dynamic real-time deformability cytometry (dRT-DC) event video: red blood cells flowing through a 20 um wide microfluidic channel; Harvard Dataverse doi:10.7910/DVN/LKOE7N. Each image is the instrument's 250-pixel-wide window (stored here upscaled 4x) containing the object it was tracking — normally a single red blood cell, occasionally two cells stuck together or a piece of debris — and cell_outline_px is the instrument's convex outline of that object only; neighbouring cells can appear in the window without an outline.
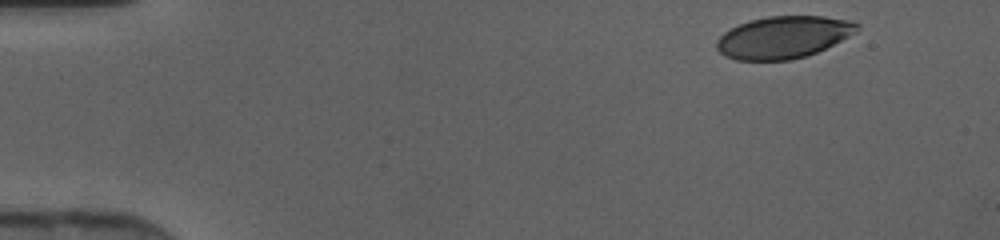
{"species": "human", "species_latin": "Homo sapiens", "temperature_condition": "cold", "stored_images_in_passage": 36, "camera_frame_rate_fps": 3000, "um_per_image_px": 0.085, "donor": {"sex": "female"}, "frame": {"image": 1, "passage_image": 2, "time_ms": 0.333, "image_size_px": [1000, 240], "cell_outline_px": [[860, 28], [856, 32], [816, 52], [792, 60], [736, 60], [724, 56], [716, 48], [716, 40], [724, 32], [740, 24], [752, 20], [768, 16], [824, 16], [848, 20], [860, 24]], "centroid_in_image_um": [66.57, 3.16], "position_along_channel_um": 18.4, "area_um2": 34.22}}
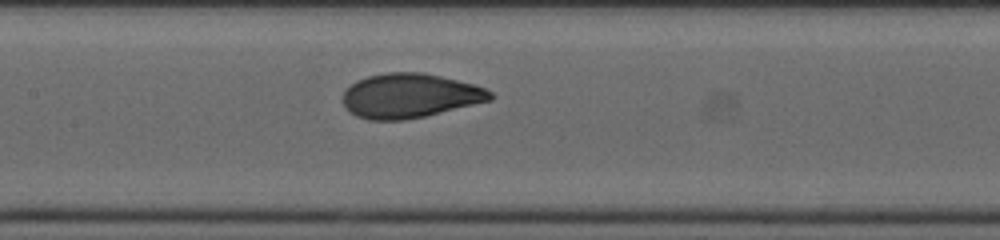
{"frame": {"image": 2, "passage_image": 20, "time_ms": 6.333, "image_size_px": [1000, 240], "cell_outline_px": [[496, 96], [492, 100], [424, 116], [404, 120], [368, 120], [356, 116], [344, 104], [344, 92], [356, 80], [368, 76], [384, 72], [420, 72], [440, 76], [476, 84], [492, 92]], "centroid_in_image_um": [34.87, 8.13], "position_along_channel_um": 172.5, "area_um2": 38.03}}
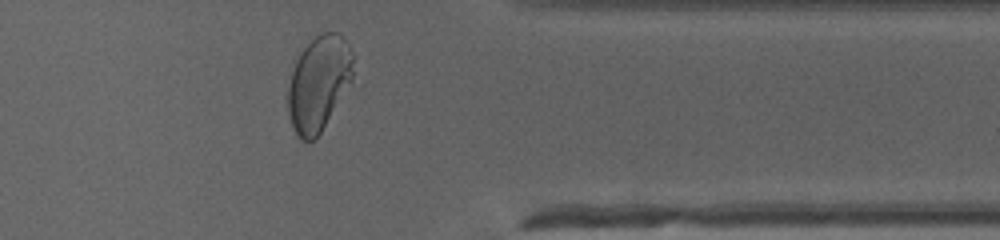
{"frame": {"image": 3, "passage_image": 35, "time_ms": 11.333, "image_size_px": [1000, 240], "cell_outline_px": [[356, 56], [352, 80], [316, 140], [308, 144], [300, 140], [296, 136], [292, 128], [288, 112], [288, 88], [292, 72], [296, 60], [300, 52], [316, 36], [324, 32], [340, 32]], "centroid_in_image_um": [27.11, 7.11], "position_along_channel_um": 384.3, "area_um2": 36.59}}